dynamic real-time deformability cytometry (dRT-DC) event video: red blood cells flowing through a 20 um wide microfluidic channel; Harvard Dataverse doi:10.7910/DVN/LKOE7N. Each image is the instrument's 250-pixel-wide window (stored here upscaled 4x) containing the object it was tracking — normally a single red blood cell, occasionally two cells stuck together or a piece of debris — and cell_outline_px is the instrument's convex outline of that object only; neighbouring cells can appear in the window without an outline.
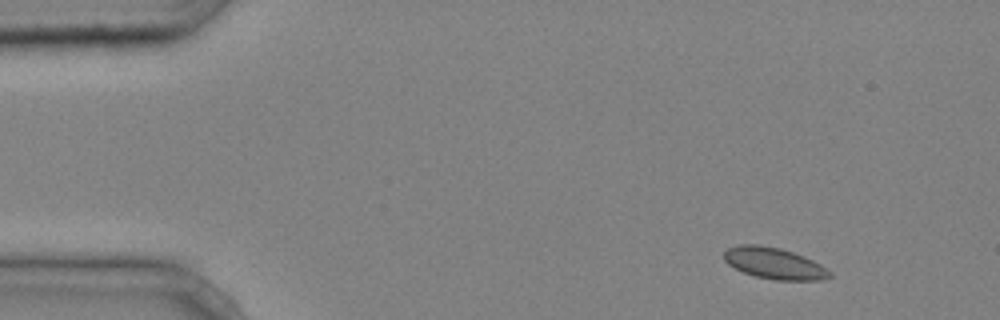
{"species": "common noctule bat (a hibernating species)", "species_latin": "Nyctalus noctula", "temperature_condition": "cold", "stored_images_in_passage": 41, "camera_frame_rate_fps": 3000, "um_per_image_px": 0.085, "animal": {"sex": "male", "body_mass_g": 20.4}, "frame": {"image": 1, "passage_image": 1, "time_ms": 0.0, "image_size_px": [1000, 320], "cell_outline_px": [[832, 276], [820, 280], [776, 280], [756, 276], [744, 272], [728, 264], [724, 260], [724, 252], [728, 248], [740, 244], [756, 244], [780, 248], [804, 256], [820, 264], [832, 272]], "centroid_in_image_um": [65.82, 22.38], "position_along_channel_um": 19.2, "area_um2": 19.19}}
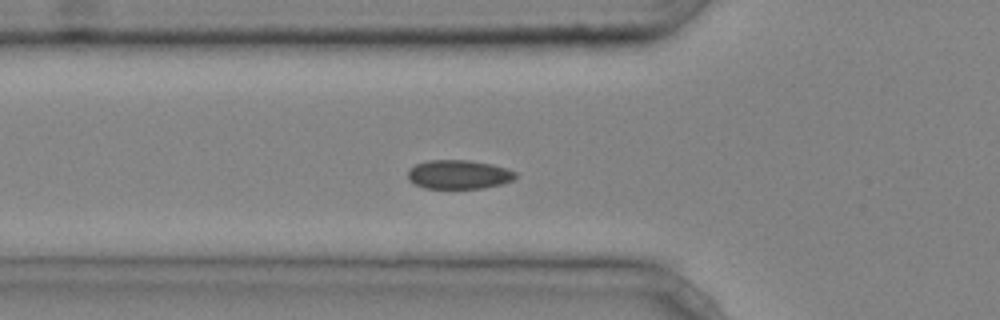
{"frame": {"image": 2, "passage_image": 12, "time_ms": 3.667, "image_size_px": [1000, 320], "cell_outline_px": [[516, 176], [512, 180], [500, 184], [484, 188], [424, 188], [408, 180], [408, 168], [416, 164], [428, 160], [468, 160], [492, 164], [508, 168], [516, 172]], "centroid_in_image_um": [38.98, 14.82], "position_along_channel_um": 86.8, "area_um2": 18.21}}
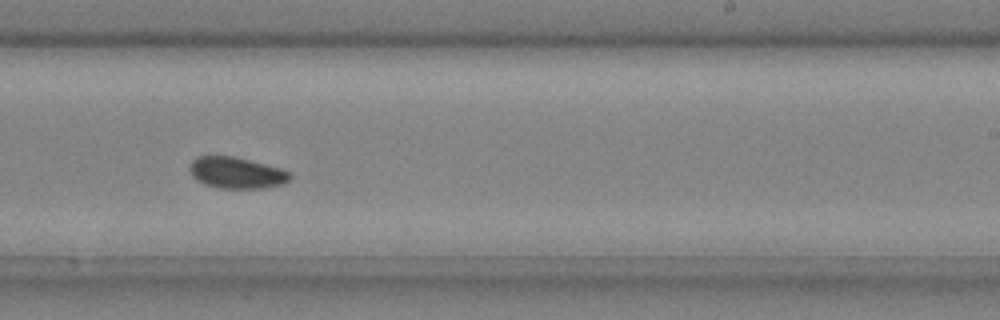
{"frame": {"image": 3, "passage_image": 25, "time_ms": 8.0, "image_size_px": [1000, 320], "cell_outline_px": [[292, 176], [284, 184], [260, 188], [220, 188], [204, 184], [196, 180], [192, 176], [188, 168], [192, 160], [196, 156], [232, 156], [280, 168], [288, 172]], "centroid_in_image_um": [20.05, 14.69], "position_along_channel_um": 268.9, "area_um2": 18.21}}